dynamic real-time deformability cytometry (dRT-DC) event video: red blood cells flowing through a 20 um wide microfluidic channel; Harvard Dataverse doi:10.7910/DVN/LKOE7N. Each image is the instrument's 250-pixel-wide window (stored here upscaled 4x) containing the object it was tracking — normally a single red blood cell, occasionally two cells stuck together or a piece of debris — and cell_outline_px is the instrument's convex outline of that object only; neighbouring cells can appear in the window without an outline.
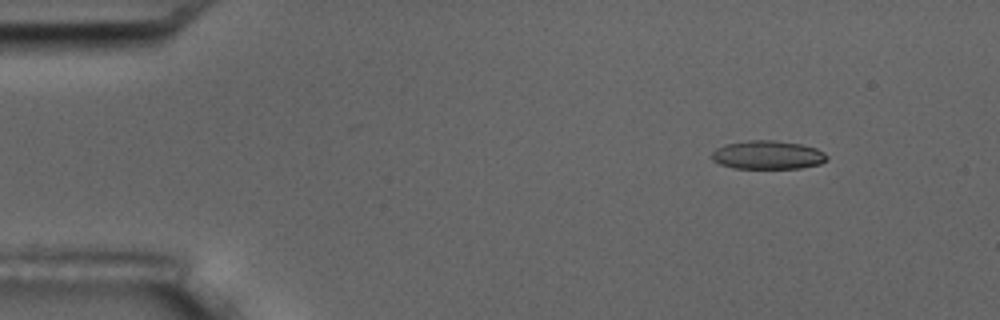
{"species": "common noctule bat (a hibernating species)", "species_latin": "Nyctalus noctula", "temperature_condition": "room temperature", "stored_images_in_passage": 6, "camera_frame_rate_fps": 3000, "um_per_image_px": 0.085, "animal": {"sex": "male", "body_mass_g": 17.5, "forearm_length_mm": 52.3}, "frame": {"image": 1, "passage_image": 2, "time_ms": 1.0, "image_size_px": [1000, 320], "cell_outline_px": [[828, 160], [820, 164], [800, 168], [732, 168], [720, 164], [712, 160], [712, 152], [716, 148], [724, 144], [748, 140], [776, 140], [800, 144], [816, 148], [824, 152], [828, 156]], "centroid_in_image_um": [65.26, 13.17], "position_along_channel_um": 19.7, "area_um2": 19.31}}
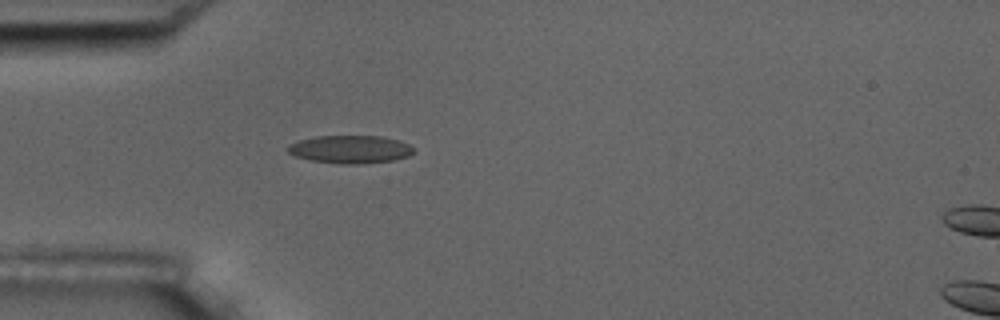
{"frame": {"image": 2, "passage_image": 5, "time_ms": 4.333, "image_size_px": [1000, 320], "cell_outline_px": [[416, 148], [408, 156], [396, 160], [364, 164], [340, 164], [312, 160], [296, 156], [288, 152], [284, 148], [288, 144], [300, 140], [316, 136], [380, 136], [400, 140]], "centroid_in_image_um": [29.78, 12.69], "position_along_channel_um": 55.2, "area_um2": 20.69}}